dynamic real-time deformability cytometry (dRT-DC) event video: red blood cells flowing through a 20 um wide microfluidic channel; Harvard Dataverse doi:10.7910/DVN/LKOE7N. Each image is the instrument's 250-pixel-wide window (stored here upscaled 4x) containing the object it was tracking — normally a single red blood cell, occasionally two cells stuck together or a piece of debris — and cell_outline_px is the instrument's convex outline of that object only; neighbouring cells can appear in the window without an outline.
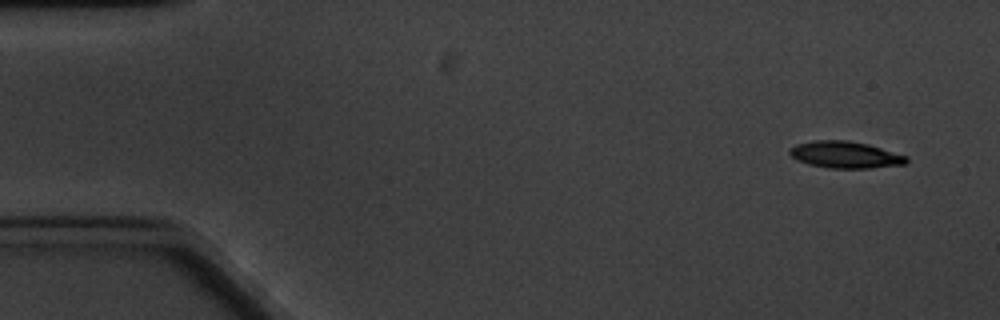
{"species": "common noctule bat (a hibernating species)", "species_latin": "Nyctalus noctula", "temperature_condition": "cold", "stored_images_in_passage": 6, "camera_frame_rate_fps": 3000, "um_per_image_px": 0.085, "animal": {"sex": "male", "body_mass_g": 20.1, "forearm_length_mm": 53.5}, "frame": {"image": 1, "passage_image": 1, "time_ms": 0.0, "image_size_px": [1000, 320], "cell_outline_px": [[908, 164], [868, 168], [828, 168], [808, 164], [796, 160], [788, 152], [788, 148], [796, 144], [812, 140], [848, 140], [868, 144], [908, 156]], "centroid_in_image_um": [71.83, 13.15], "position_along_channel_um": 13.2, "area_um2": 18.44}}